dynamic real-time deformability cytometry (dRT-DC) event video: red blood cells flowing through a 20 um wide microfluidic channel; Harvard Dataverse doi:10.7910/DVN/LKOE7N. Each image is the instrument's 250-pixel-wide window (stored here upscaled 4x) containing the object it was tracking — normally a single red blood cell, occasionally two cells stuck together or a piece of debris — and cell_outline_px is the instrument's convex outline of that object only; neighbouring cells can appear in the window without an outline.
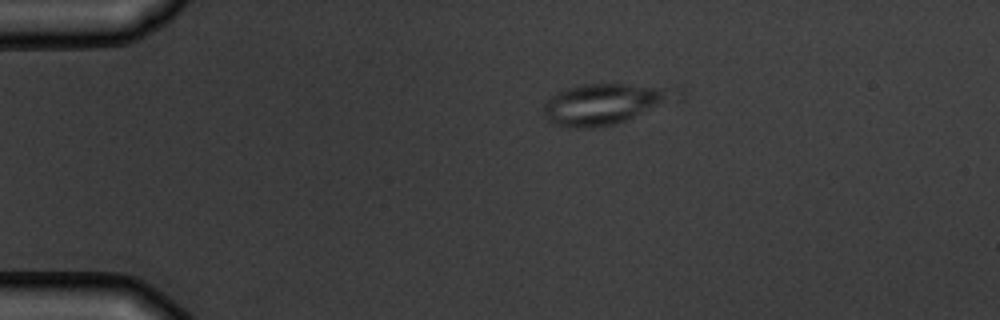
{"species": "common noctule bat (a hibernating species)", "species_latin": "Nyctalus noctula", "temperature_condition": "warm", "stored_images_in_passage": 5, "camera_frame_rate_fps": 3000, "um_per_image_px": 0.085, "animal": {"sex": "male", "body_mass_g": 19.5, "forearm_length_mm": 54.6}, "frame": {"image": 1, "passage_image": 1, "time_ms": 0.0, "image_size_px": [1000, 320], "cell_outline_px": [[684, 96], [680, 100], [624, 120], [612, 124], [592, 128], [572, 128], [556, 124], [548, 120], [544, 116], [544, 104], [552, 96], [568, 88], [584, 84], [624, 84], [684, 88]], "centroid_in_image_um": [51.54, 8.81], "position_along_channel_um": 33.5, "area_um2": 31.73}}